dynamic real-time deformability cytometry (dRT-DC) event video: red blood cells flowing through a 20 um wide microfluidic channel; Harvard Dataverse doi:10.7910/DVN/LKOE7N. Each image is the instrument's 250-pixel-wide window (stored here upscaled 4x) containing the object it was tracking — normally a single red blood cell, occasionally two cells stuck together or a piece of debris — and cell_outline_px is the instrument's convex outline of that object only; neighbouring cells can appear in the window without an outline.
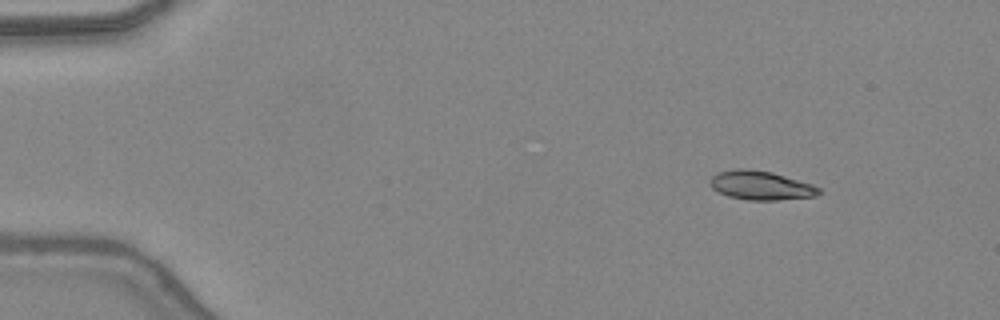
{"species": "common noctule bat (a hibernating species)", "species_latin": "Nyctalus noctula", "temperature_condition": "warm", "stored_images_in_passage": 42, "camera_frame_rate_fps": 3000, "um_per_image_px": 0.085, "animal": {"sex": "female", "body_mass_g": 24.6, "forearm_length_mm": 56.2}, "frame": {"image": 1, "passage_image": 1, "time_ms": 0.0, "image_size_px": [1000, 320], "cell_outline_px": [[820, 192], [816, 196], [776, 200], [748, 200], [728, 196], [712, 188], [708, 180], [716, 172], [736, 168], [744, 168], [772, 172], [812, 184], [820, 188]], "centroid_in_image_um": [64.63, 15.75], "position_along_channel_um": 20.4, "area_um2": 18.38}}
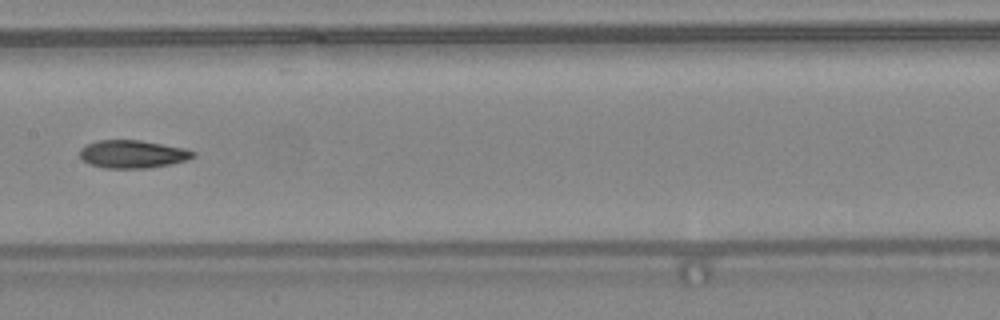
{"frame": {"image": 2, "passage_image": 20, "time_ms": 6.333, "image_size_px": [1000, 320], "cell_outline_px": [[196, 156], [188, 160], [172, 164], [148, 168], [104, 168], [88, 164], [80, 156], [80, 148], [84, 144], [96, 140], [140, 140], [184, 148], [196, 152]], "centroid_in_image_um": [11.27, 13.1], "position_along_channel_um": 196.1, "area_um2": 18.67}}
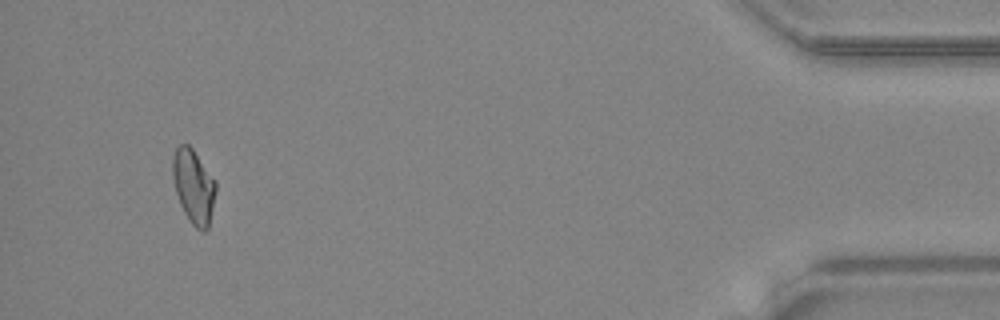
{"frame": {"image": 3, "passage_image": 40, "time_ms": 13.0, "image_size_px": [1000, 320], "cell_outline_px": [[216, 192], [208, 228], [204, 232], [200, 232], [192, 224], [184, 212], [180, 204], [176, 192], [172, 176], [172, 160], [176, 148], [180, 144], [188, 144], [192, 148], [216, 180]], "centroid_in_image_um": [16.46, 15.84], "position_along_channel_um": 418.7, "area_um2": 18.67}, "authors_computed_cell_mechanics": {"area_um2": 18.4093, "velocity_mm_per_s": 4.4051, "shape_relaxation_time_tau1_ms": null, "shape_relaxation_time_tau2_ms": 4.8109, "deformation_change_tau1": null, "deformation_change_tau2": 0.1187}}